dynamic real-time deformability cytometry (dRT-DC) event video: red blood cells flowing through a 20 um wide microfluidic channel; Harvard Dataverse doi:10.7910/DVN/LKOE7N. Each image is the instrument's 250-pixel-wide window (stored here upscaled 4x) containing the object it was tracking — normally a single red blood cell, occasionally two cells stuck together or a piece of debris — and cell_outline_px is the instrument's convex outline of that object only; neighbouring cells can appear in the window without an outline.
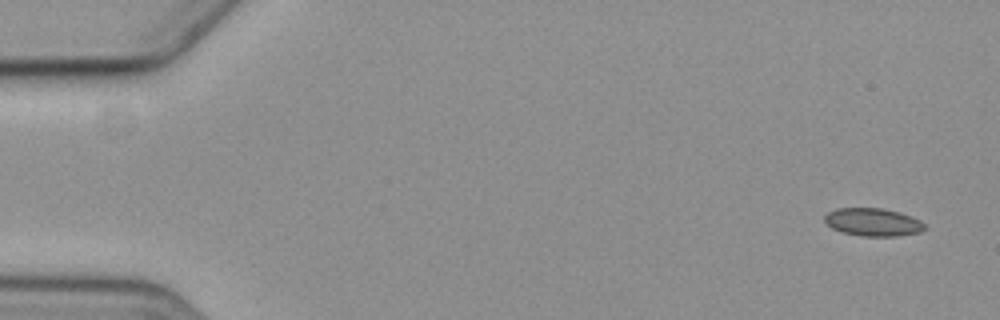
{"species": "common noctule bat (a hibernating species)", "species_latin": "Nyctalus noctula", "temperature_condition": "cold", "stored_images_in_passage": 6, "camera_frame_rate_fps": 3000, "um_per_image_px": 0.085, "animal": {"sex": "female", "body_mass_g": 19.3, "forearm_length_mm": 54.1}, "frame": {"image": 1, "passage_image": 1, "time_ms": 0.0, "image_size_px": [1000, 320], "cell_outline_px": [[924, 228], [920, 232], [896, 236], [860, 236], [840, 232], [832, 228], [824, 220], [824, 216], [828, 212], [836, 208], [880, 208], [900, 212], [912, 216], [920, 220], [924, 224]], "centroid_in_image_um": [74.18, 18.88], "position_along_channel_um": 10.8, "area_um2": 16.3}}
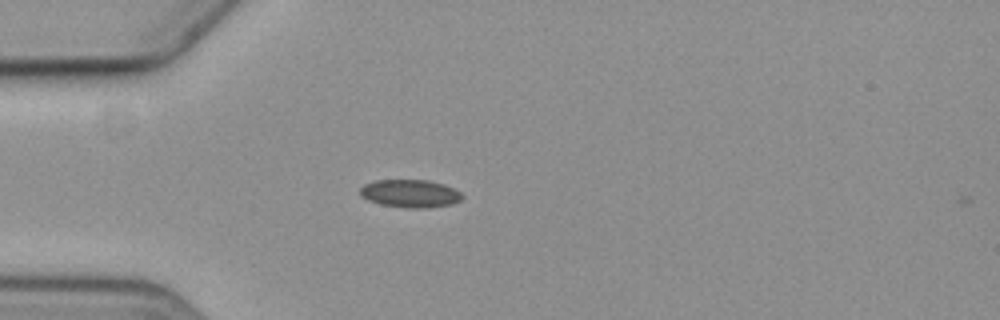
{"frame": {"image": 2, "passage_image": 5, "time_ms": 4.667, "image_size_px": [1000, 320], "cell_outline_px": [[464, 196], [460, 200], [452, 204], [428, 208], [404, 208], [380, 204], [368, 200], [360, 196], [360, 188], [364, 184], [376, 180], [428, 180], [444, 184], [460, 192]], "centroid_in_image_um": [34.85, 16.45], "position_along_channel_um": 50.1, "area_um2": 16.7}}